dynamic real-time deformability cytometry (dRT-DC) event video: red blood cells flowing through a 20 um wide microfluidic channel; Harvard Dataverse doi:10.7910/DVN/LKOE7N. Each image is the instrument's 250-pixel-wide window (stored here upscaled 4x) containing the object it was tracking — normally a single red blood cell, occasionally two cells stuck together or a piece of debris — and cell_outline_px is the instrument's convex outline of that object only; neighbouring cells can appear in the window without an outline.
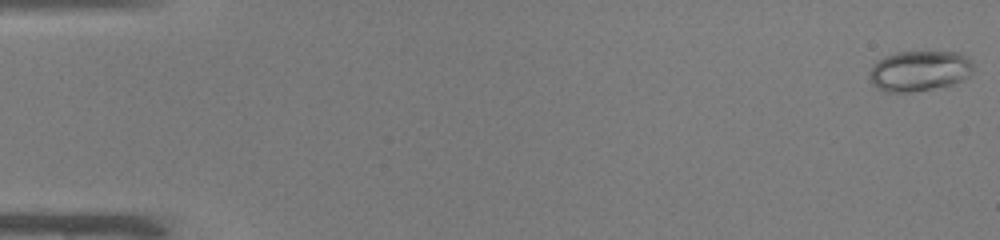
{"species": "common noctule bat (a hibernating species)", "species_latin": "Nyctalus noctula", "temperature_condition": "warm", "stored_images_in_passage": 49, "camera_frame_rate_fps": 3000, "um_per_image_px": 0.085, "animal": {"sex": "male", "body_mass_g": 19.0, "forearm_length_mm": 50.8}, "frame": {"image": 1, "passage_image": 1, "time_ms": 0.0, "image_size_px": [1000, 240], "cell_outline_px": [[972, 72], [964, 80], [952, 84], [912, 92], [884, 92], [876, 88], [872, 84], [868, 72], [872, 64], [876, 60], [884, 56], [896, 52], [956, 52], [972, 60]], "centroid_in_image_um": [78.09, 6.03], "position_along_channel_um": 6.9, "area_um2": 24.68}}
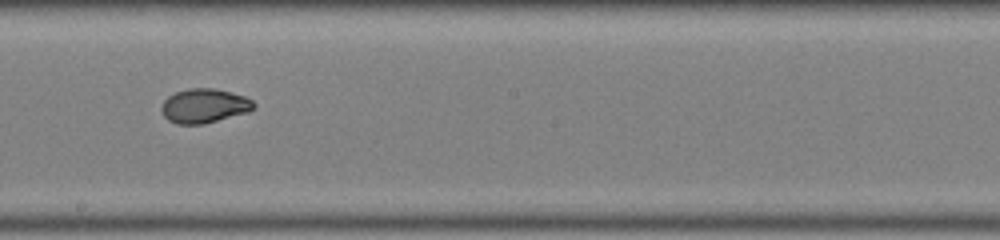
{"frame": {"image": 2, "passage_image": 29, "time_ms": 9.333, "image_size_px": [1000, 240], "cell_outline_px": [[256, 108], [248, 112], [204, 124], [176, 124], [168, 120], [160, 112], [160, 108], [164, 100], [168, 96], [176, 92], [188, 88], [216, 88], [232, 92], [244, 96], [252, 100], [256, 104]], "centroid_in_image_um": [17.36, 8.99], "position_along_channel_um": 230.8, "area_um2": 18.67}}
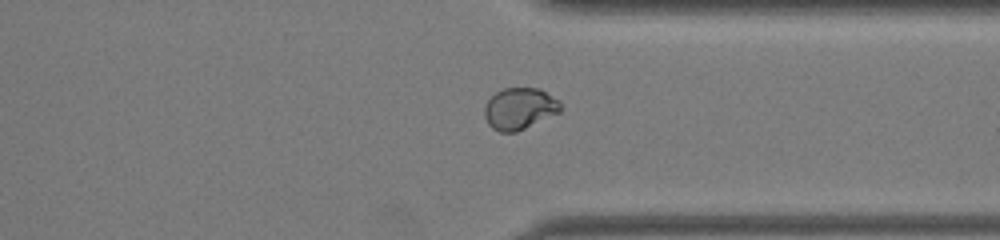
{"frame": {"image": 3, "passage_image": 39, "time_ms": 12.667, "image_size_px": [1000, 240], "cell_outline_px": [[564, 108], [560, 112], [516, 132], [500, 132], [492, 128], [488, 124], [484, 116], [484, 108], [488, 100], [496, 92], [504, 88], [540, 88], [560, 100]], "centroid_in_image_um": [44.19, 9.22], "position_along_channel_um": 367.2, "area_um2": 18.61}}